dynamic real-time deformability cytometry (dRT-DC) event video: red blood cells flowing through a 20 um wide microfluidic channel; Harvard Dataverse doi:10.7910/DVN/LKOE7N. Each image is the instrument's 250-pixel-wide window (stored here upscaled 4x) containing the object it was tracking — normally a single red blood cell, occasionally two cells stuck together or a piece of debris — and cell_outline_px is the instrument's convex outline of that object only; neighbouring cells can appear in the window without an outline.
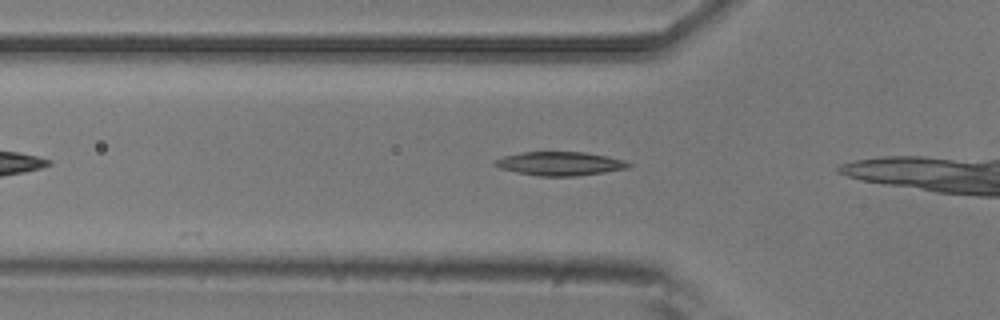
{"species": "common noctule bat (a hibernating species)", "species_latin": "Nyctalus noctula", "temperature_condition": "room temperature", "stored_images_in_passage": 5, "camera_frame_rate_fps": 3000, "um_per_image_px": 0.085, "animal": {"sex": "male", "body_mass_g": 20.5, "forearm_length_mm": 52.5}, "frame": {"image": 1, "passage_image": 3, "time_ms": 0.667, "image_size_px": [1000, 320], "cell_outline_px": [[632, 164], [628, 168], [604, 172], [576, 176], [540, 176], [516, 172], [500, 168], [492, 164], [492, 160], [504, 156], [524, 152], [584, 152], [608, 156], [624, 160]], "centroid_in_image_um": [47.58, 13.9], "position_along_channel_um": 78.2, "area_um2": 18.5}}